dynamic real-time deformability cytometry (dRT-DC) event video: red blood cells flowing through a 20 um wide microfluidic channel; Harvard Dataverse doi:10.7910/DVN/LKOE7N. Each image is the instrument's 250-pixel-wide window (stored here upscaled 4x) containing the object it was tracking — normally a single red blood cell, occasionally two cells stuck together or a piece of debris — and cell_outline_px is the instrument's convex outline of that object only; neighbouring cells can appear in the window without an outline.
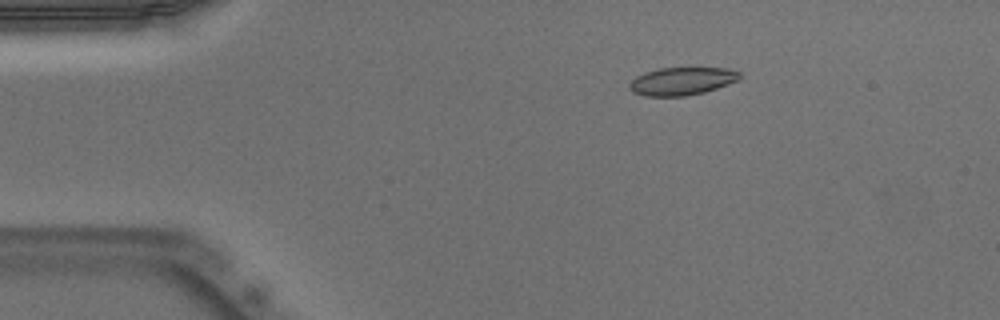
{"species": "Egyptian fruit bat (a non-hibernating species)", "species_latin": "Rousettus aegyptiacus", "temperature_condition": "warm", "stored_images_in_passage": 50, "camera_frame_rate_fps": 3000, "um_per_image_px": 0.085, "animal": {"sex": "male"}, "frame": {"image": 1, "passage_image": 8, "time_ms": 2.333, "image_size_px": [1000, 320], "cell_outline_px": [[740, 80], [704, 92], [684, 96], [644, 96], [632, 92], [628, 88], [628, 84], [636, 76], [644, 72], [660, 68], [728, 68], [740, 72]], "centroid_in_image_um": [57.93, 6.9], "position_along_channel_um": 27.1, "area_um2": 17.98}}
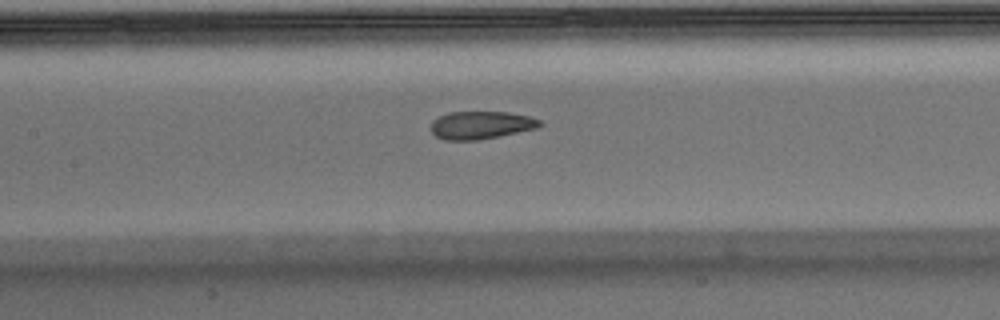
{"frame": {"image": 2, "passage_image": 23, "time_ms": 7.333, "image_size_px": [1000, 320], "cell_outline_px": [[544, 124], [536, 128], [500, 136], [476, 140], [444, 140], [436, 136], [432, 132], [432, 120], [448, 112], [508, 112], [528, 116], [540, 120]], "centroid_in_image_um": [40.88, 10.63], "position_along_channel_um": 166.5, "area_um2": 17.57}}
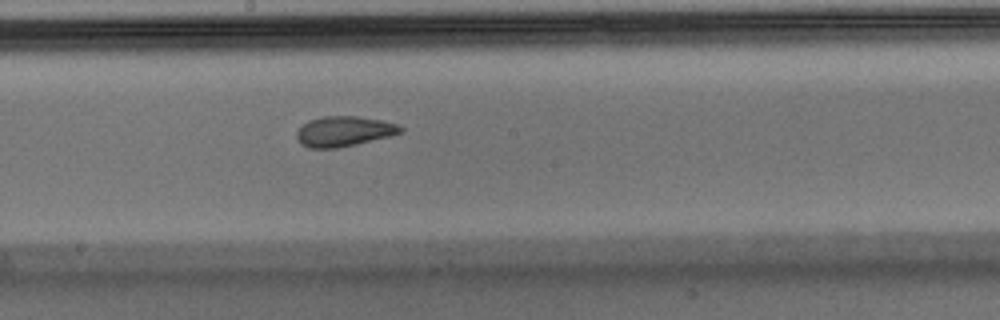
{"frame": {"image": 3, "passage_image": 27, "time_ms": 8.667, "image_size_px": [1000, 320], "cell_outline_px": [[404, 132], [392, 136], [356, 144], [336, 148], [308, 148], [300, 144], [296, 136], [296, 132], [308, 120], [320, 116], [356, 116], [380, 120], [400, 124], [404, 128]], "centroid_in_image_um": [29.26, 11.16], "position_along_channel_um": 218.9, "area_um2": 18.5}, "authors_computed_cell_mechanics": {"area_um2": 18.7561, "velocity_mm_per_s": 3.942, "shape_relaxation_time_tau1_ms": null, "shape_relaxation_time_tau2_ms": 1.3401, "deformation_change_tau1": null, "deformation_change_tau2": 0.0761}}